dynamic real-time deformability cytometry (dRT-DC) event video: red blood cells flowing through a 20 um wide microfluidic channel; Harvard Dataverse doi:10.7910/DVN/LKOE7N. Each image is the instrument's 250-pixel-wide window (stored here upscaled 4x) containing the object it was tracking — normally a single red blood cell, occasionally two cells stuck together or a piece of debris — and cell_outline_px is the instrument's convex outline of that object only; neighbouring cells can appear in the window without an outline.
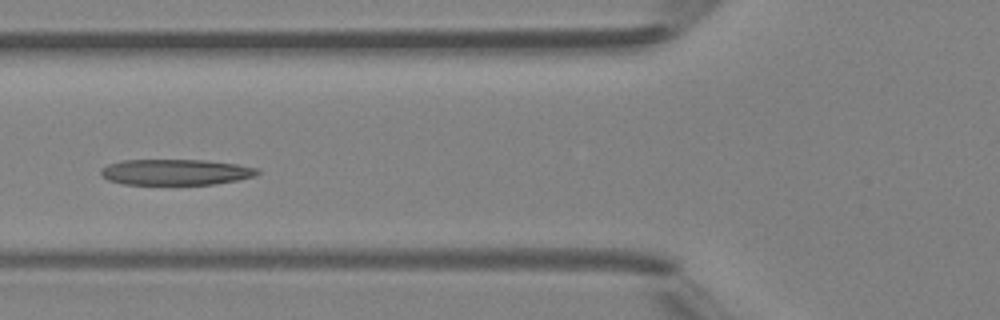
{"species": "Egyptian fruit bat (a non-hibernating species)", "species_latin": "Rousettus aegyptiacus", "temperature_condition": "room temperature", "stored_images_in_passage": 4, "camera_frame_rate_fps": 3000, "um_per_image_px": 0.085, "animal": {"sex": "female"}, "frame": {"image": 1, "passage_image": 4, "time_ms": 3.333, "image_size_px": [1000, 320], "cell_outline_px": [[260, 172], [252, 176], [236, 180], [216, 184], [124, 184], [108, 180], [100, 172], [100, 168], [108, 164], [124, 160], [204, 160], [236, 164], [260, 168]], "centroid_in_image_um": [14.92, 14.62], "position_along_channel_um": 110.9, "area_um2": 23.41}}